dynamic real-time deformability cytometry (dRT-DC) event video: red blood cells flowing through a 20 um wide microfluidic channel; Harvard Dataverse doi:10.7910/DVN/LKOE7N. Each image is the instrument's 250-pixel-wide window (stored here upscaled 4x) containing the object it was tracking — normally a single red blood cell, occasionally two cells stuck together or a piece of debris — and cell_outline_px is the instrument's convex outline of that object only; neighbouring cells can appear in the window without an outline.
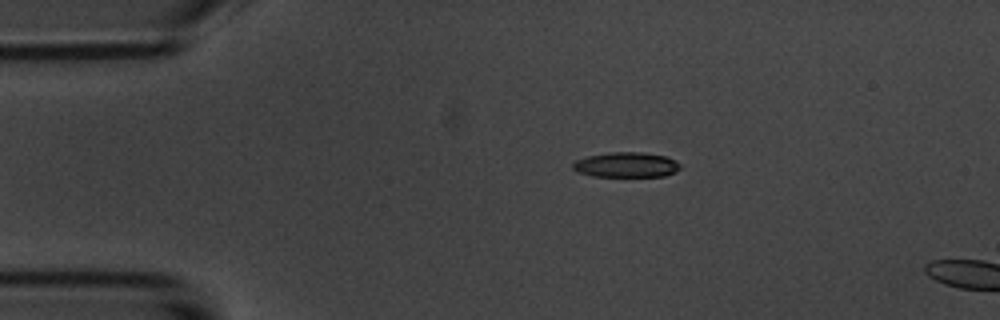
{"species": "common noctule bat (a hibernating species)", "species_latin": "Nyctalus noctula", "temperature_condition": "room temperature", "stored_images_in_passage": 4, "camera_frame_rate_fps": 3000, "um_per_image_px": 0.085, "animal": {"sex": "male", "body_mass_g": 20.1, "forearm_length_mm": 53.5}, "frame": {"image": 1, "passage_image": 3, "time_ms": 2.333, "image_size_px": [1000, 320], "cell_outline_px": [[680, 168], [676, 172], [664, 176], [592, 176], [576, 172], [572, 168], [572, 164], [576, 160], [588, 156], [608, 152], [644, 152], [664, 156], [676, 160], [680, 164]], "centroid_in_image_um": [53.22, 14.0], "position_along_channel_um": 31.8, "area_um2": 15.78}}